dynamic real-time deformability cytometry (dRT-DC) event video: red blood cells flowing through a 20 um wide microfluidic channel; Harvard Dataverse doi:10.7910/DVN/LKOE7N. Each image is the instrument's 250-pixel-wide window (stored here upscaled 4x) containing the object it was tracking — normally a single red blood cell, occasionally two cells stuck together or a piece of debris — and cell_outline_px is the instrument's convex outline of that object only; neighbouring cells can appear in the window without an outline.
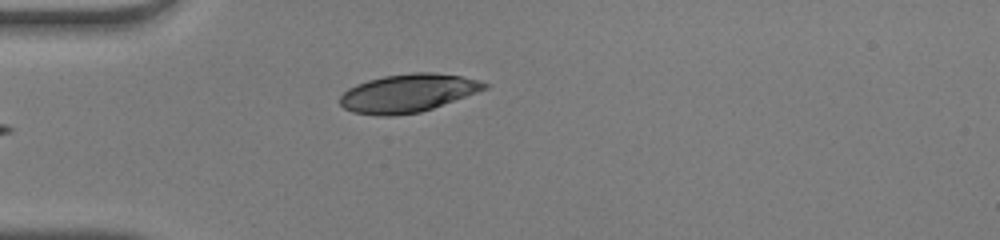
{"species": "human", "species_latin": "Homo sapiens", "temperature_condition": "warm", "stored_images_in_passage": 33, "camera_frame_rate_fps": 3000, "um_per_image_px": 0.085, "donor": {"sex": "male"}, "frame": {"image": 1, "passage_image": 1, "time_ms": 0.0, "image_size_px": [1000, 240], "cell_outline_px": [[488, 88], [432, 108], [420, 112], [392, 116], [376, 116], [352, 112], [344, 108], [340, 104], [340, 96], [348, 88], [356, 84], [368, 80], [384, 76], [412, 72], [432, 72], [460, 76], [480, 80], [488, 84]], "centroid_in_image_um": [34.64, 7.92], "position_along_channel_um": 50.4, "area_um2": 32.08}}
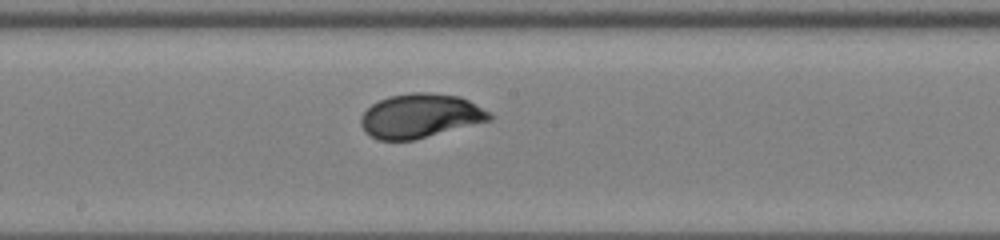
{"frame": {"image": 2, "passage_image": 14, "time_ms": 4.333, "image_size_px": [1000, 240], "cell_outline_px": [[496, 116], [492, 120], [412, 140], [380, 140], [364, 132], [360, 124], [360, 116], [372, 104], [388, 96], [412, 92], [428, 92], [460, 96], [468, 100]], "centroid_in_image_um": [35.72, 9.84], "position_along_channel_um": 212.5, "area_um2": 33.06}}
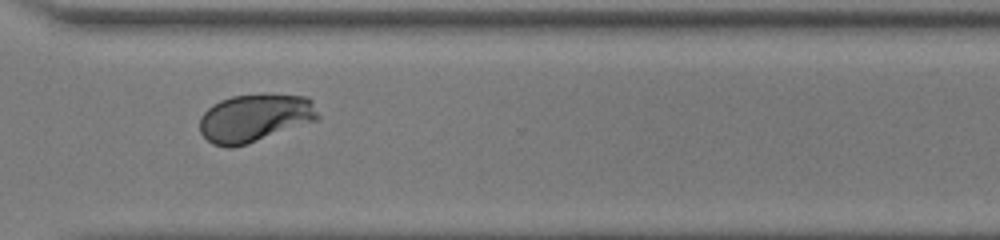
{"frame": {"image": 3, "passage_image": 24, "time_ms": 7.667, "image_size_px": [1000, 240], "cell_outline_px": [[320, 120], [248, 144], [232, 148], [228, 148], [212, 144], [200, 132], [200, 116], [212, 104], [220, 100], [232, 96], [264, 92], [308, 96], [312, 100], [320, 116]], "centroid_in_image_um": [21.7, 10.0], "position_along_channel_um": 348.9, "area_um2": 34.04}, "authors_computed_cell_mechanics": {"area_um2": 33.235, "velocity_mm_per_s": 4.0964, "shape_relaxation_time_tau1_ms": 3.5707, "shape_relaxation_time_tau2_ms": null, "deformation_change_tau1": 0.1847, "deformation_change_tau2": null}}